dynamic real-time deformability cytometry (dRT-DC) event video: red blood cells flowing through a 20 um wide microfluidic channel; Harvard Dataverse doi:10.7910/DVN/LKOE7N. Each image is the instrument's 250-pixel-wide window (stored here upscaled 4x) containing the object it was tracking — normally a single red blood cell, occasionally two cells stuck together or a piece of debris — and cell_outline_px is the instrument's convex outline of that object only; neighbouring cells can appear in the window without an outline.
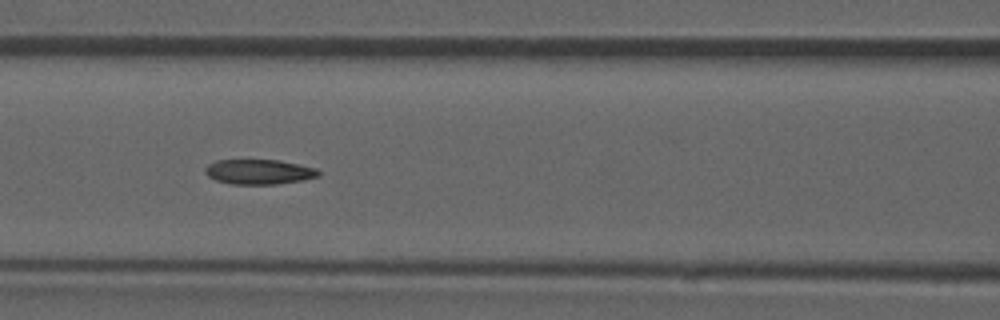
{"species": "common noctule bat (a hibernating species)", "species_latin": "Nyctalus noctula", "temperature_condition": "room temperature", "stored_images_in_passage": 53, "camera_frame_rate_fps": 3000, "um_per_image_px": 0.085, "animal": {"sex": "male", "forearm_length_mm": 52.5}, "frame": {"image": 1, "passage_image": 23, "time_ms": 7.333, "image_size_px": [1000, 320], "cell_outline_px": [[320, 176], [304, 180], [276, 184], [232, 184], [216, 180], [208, 176], [204, 172], [204, 168], [208, 164], [216, 160], [276, 160], [300, 164], [316, 168], [320, 172]], "centroid_in_image_um": [22.02, 14.6], "position_along_channel_um": 144.6, "area_um2": 16.53}, "authors_computed_cell_mechanics": {"area_um2": 16.9932, "velocity_mm_per_s": 3.8574, "shape_relaxation_time_tau1_ms": null, "shape_relaxation_time_tau2_ms": 4.1663, "deformation_change_tau1": null, "deformation_change_tau2": 0.1051}}